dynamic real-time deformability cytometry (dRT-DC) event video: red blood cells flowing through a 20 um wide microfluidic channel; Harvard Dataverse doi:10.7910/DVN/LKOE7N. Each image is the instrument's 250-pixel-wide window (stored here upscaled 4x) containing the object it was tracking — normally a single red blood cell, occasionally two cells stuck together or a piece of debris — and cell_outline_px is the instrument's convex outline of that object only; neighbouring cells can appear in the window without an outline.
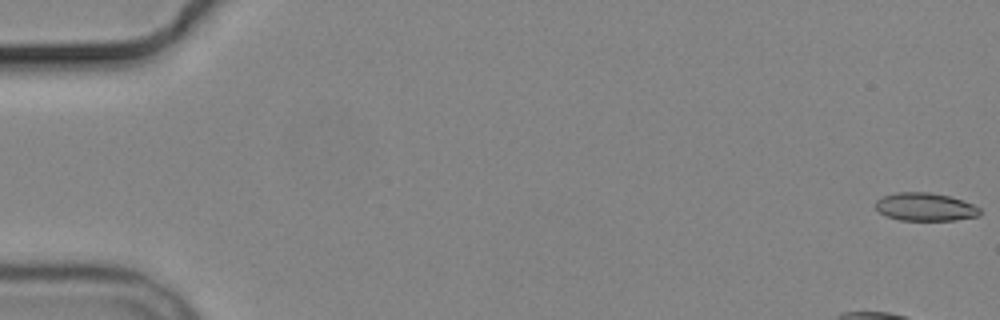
{"species": "common noctule bat (a hibernating species)", "species_latin": "Nyctalus noctula", "temperature_condition": "cold", "stored_images_in_passage": 4, "camera_frame_rate_fps": 3000, "um_per_image_px": 0.085, "animal": {"sex": "male", "body_mass_g": 19.2, "forearm_length_mm": 51.8}, "frame": {"image": 1, "passage_image": 1, "time_ms": 0.0, "image_size_px": [1000, 320], "cell_outline_px": [[980, 216], [956, 220], [900, 220], [888, 216], [880, 212], [876, 208], [876, 200], [884, 196], [896, 192], [928, 192], [948, 196], [964, 200], [980, 208]], "centroid_in_image_um": [78.67, 17.59], "position_along_channel_um": 6.3, "area_um2": 16.99}}